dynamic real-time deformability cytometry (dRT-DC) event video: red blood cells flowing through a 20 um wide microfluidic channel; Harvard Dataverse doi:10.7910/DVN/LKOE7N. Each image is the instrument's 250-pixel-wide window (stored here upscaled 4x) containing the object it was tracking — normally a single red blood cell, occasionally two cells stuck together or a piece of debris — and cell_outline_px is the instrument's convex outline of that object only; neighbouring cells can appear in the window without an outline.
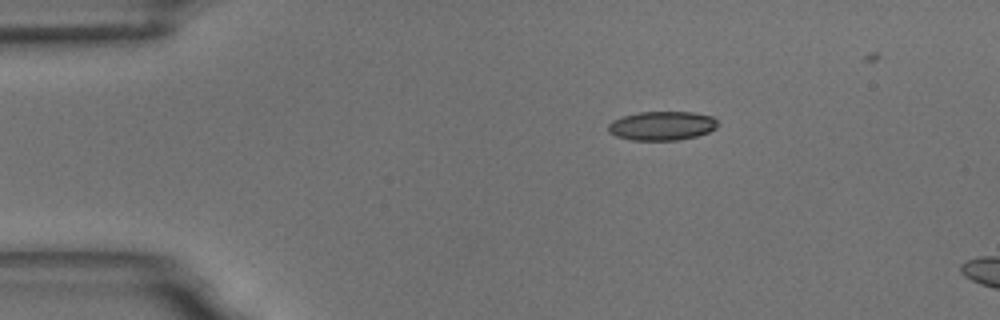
{"species": "common noctule bat (a hibernating species)", "species_latin": "Nyctalus noctula", "temperature_condition": "room temperature", "stored_images_in_passage": 6, "camera_frame_rate_fps": 3000, "um_per_image_px": 0.085, "animal": {"sex": "male", "body_mass_g": 18.8}, "frame": {"image": 1, "passage_image": 1, "time_ms": 0.0, "image_size_px": [1000, 320], "cell_outline_px": [[716, 128], [708, 132], [696, 136], [676, 140], [632, 140], [616, 136], [608, 132], [608, 124], [612, 120], [624, 116], [640, 112], [692, 112], [712, 116], [716, 120]], "centroid_in_image_um": [56.24, 10.69], "position_along_channel_um": 28.8, "area_um2": 18.38}}
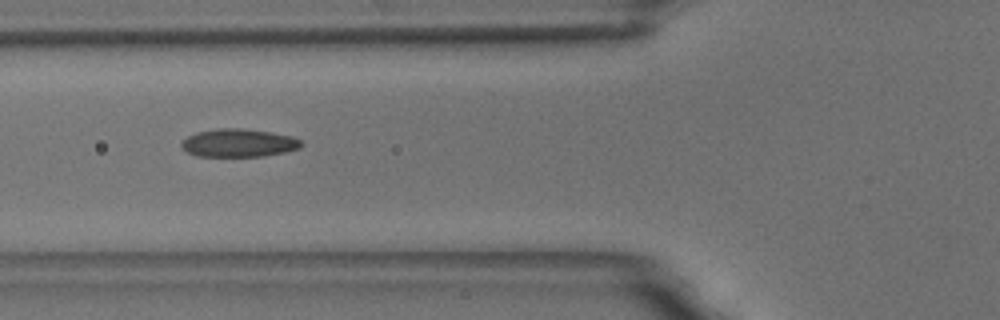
{"frame": {"image": 2, "passage_image": 4, "time_ms": 3.667, "image_size_px": [1000, 320], "cell_outline_px": [[304, 144], [300, 148], [284, 152], [264, 156], [196, 156], [188, 152], [180, 144], [188, 136], [196, 132], [220, 128], [240, 128], [272, 132], [292, 136], [300, 140]], "centroid_in_image_um": [20.31, 12.14], "position_along_channel_um": 105.5, "area_um2": 19.54}}